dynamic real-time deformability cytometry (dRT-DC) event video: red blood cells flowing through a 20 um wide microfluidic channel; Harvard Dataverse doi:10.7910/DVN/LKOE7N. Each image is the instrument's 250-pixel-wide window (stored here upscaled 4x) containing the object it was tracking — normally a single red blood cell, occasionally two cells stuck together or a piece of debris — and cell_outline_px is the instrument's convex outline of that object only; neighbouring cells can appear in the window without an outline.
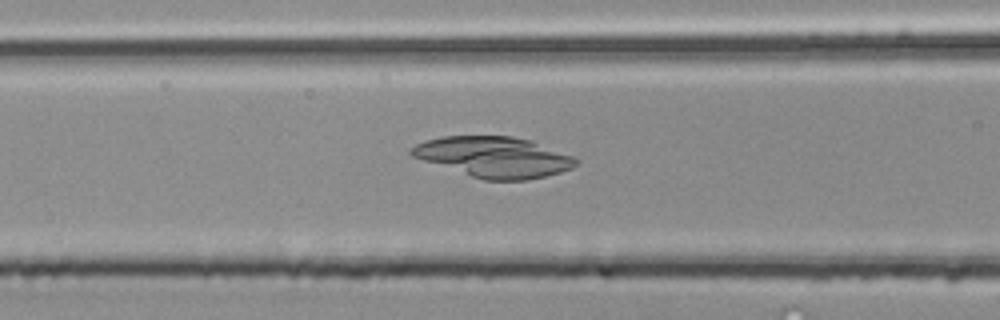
{"species": "common noctule bat (a hibernating species)", "species_latin": "Nyctalus noctula", "temperature_condition": "room temperature", "stored_images_in_passage": 51, "camera_frame_rate_fps": 3000, "um_per_image_px": 0.085, "animal": {"sex": "male", "body_mass_g": 20.4}, "frame": {"image": 1, "passage_image": 21, "time_ms": 6.667, "image_size_px": [1000, 320], "cell_outline_px": [[580, 160], [572, 168], [560, 172], [544, 176], [524, 180], [484, 180], [412, 156], [408, 152], [408, 148], [424, 140], [444, 136], [512, 136], [532, 140], [572, 156]], "centroid_in_image_um": [41.98, 13.33], "position_along_channel_um": 124.6, "area_um2": 38.67}}
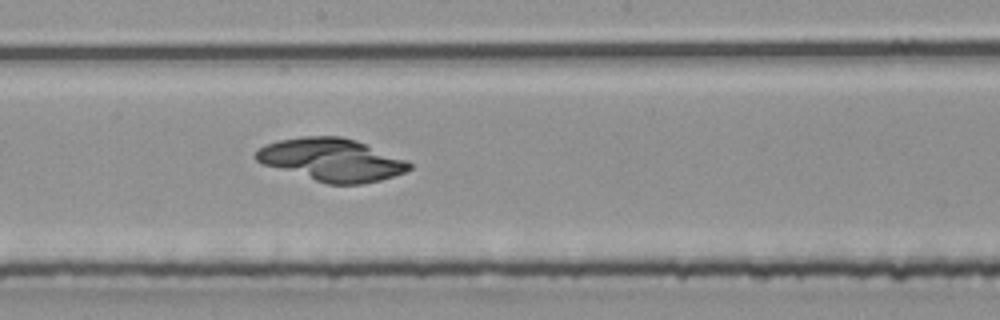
{"frame": {"image": 2, "passage_image": 28, "time_ms": 9.0, "image_size_px": [1000, 320], "cell_outline_px": [[412, 168], [404, 172], [380, 180], [360, 184], [328, 184], [264, 164], [256, 160], [252, 156], [264, 144], [280, 140], [300, 136], [340, 136], [356, 140], [408, 160], [412, 164]], "centroid_in_image_um": [28.21, 13.57], "position_along_channel_um": 220.0, "area_um2": 37.92}}
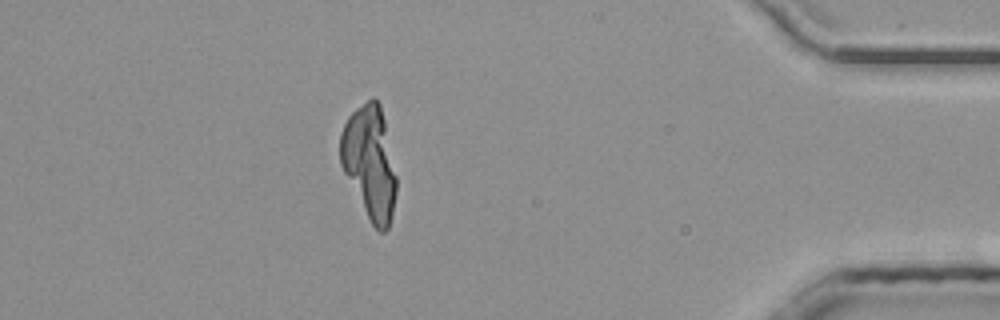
{"frame": {"image": 3, "passage_image": 45, "time_ms": 14.667, "image_size_px": [1000, 320], "cell_outline_px": [[396, 192], [392, 216], [388, 228], [384, 232], [380, 232], [372, 224], [344, 172], [340, 164], [340, 132], [348, 116], [356, 108], [372, 96], [380, 104], [384, 120], [396, 176]], "centroid_in_image_um": [31.41, 13.78], "position_along_channel_um": 403.8, "area_um2": 36.47}}